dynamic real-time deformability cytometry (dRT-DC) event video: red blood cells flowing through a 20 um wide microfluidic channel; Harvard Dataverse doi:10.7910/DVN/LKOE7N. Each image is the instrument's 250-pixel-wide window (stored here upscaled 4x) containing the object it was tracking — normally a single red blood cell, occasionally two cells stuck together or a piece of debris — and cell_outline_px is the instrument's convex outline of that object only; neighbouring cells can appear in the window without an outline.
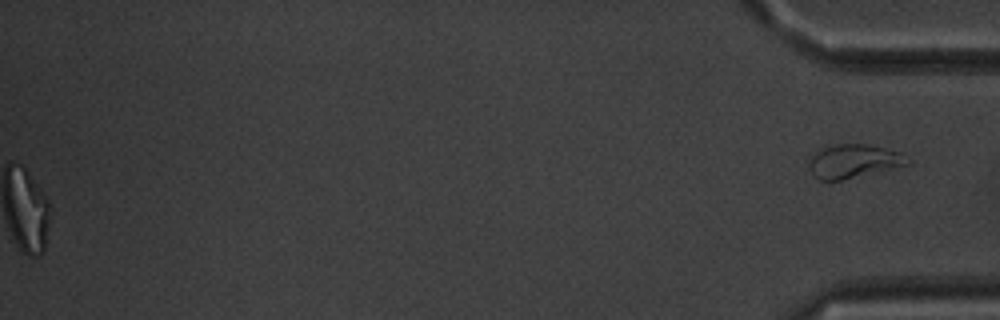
{"species": "common noctule bat (a hibernating species)", "species_latin": "Nyctalus noctula", "temperature_condition": "warm", "stored_images_in_passage": 44, "segment_of_instrument_passage": [2, 2], "camera_frame_rate_fps": 3000, "um_per_image_px": 0.085, "animal": {"sex": "male", "body_mass_g": 20.1, "forearm_length_mm": 53.5}, "frame": {"image": 1, "passage_image": 44, "time_ms": 14.333, "image_size_px": [1000, 320], "cell_outline_px": [[912, 164], [840, 180], [820, 180], [812, 172], [808, 164], [812, 156], [824, 144], [868, 144], [900, 152], [912, 160]], "centroid_in_image_um": [72.58, 13.67], "position_along_channel_um": 362.6, "area_um2": 19.36}}